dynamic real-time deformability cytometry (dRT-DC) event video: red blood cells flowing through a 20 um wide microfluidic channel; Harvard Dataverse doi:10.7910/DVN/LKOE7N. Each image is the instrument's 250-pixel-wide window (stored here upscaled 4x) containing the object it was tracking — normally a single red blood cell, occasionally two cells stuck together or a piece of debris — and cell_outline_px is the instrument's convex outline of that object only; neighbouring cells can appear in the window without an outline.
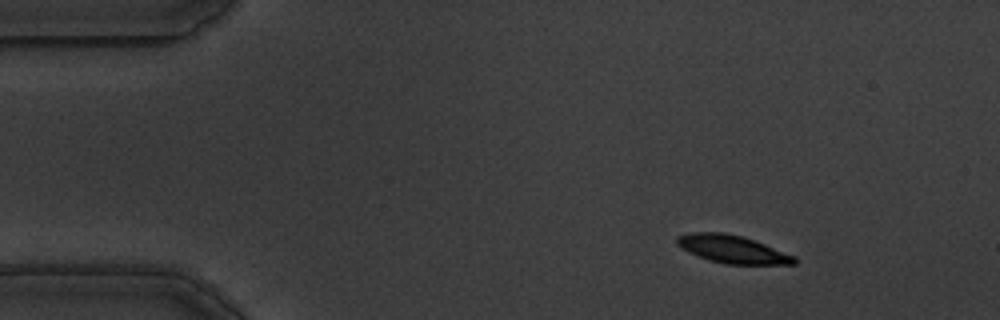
{"species": "common noctule bat (a hibernating species)", "species_latin": "Nyctalus noctula", "temperature_condition": "warm", "stored_images_in_passage": 53, "camera_frame_rate_fps": 3000, "um_per_image_px": 0.085, "animal": {"sex": "male", "body_mass_g": 19.5, "forearm_length_mm": 54.6}, "frame": {"image": 1, "passage_image": 3, "time_ms": 0.667, "image_size_px": [1000, 320], "cell_outline_px": [[796, 264], [724, 264], [708, 260], [688, 252], [676, 244], [676, 236], [692, 232], [724, 232], [740, 236], [764, 244], [796, 256]], "centroid_in_image_um": [62.22, 21.18], "position_along_channel_um": 22.8, "area_um2": 18.96}}
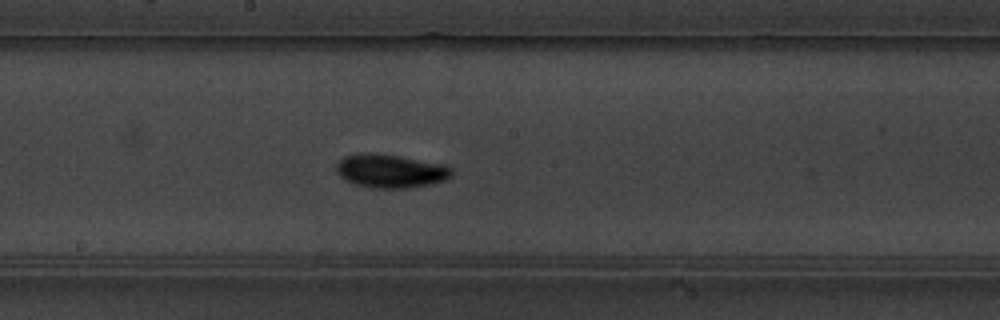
{"frame": {"image": 2, "passage_image": 26, "time_ms": 8.333, "image_size_px": [1000, 320], "cell_outline_px": [[452, 176], [444, 180], [428, 184], [408, 188], [372, 188], [356, 184], [340, 176], [336, 168], [336, 164], [344, 156], [364, 152], [368, 152], [396, 156], [444, 164], [452, 168]], "centroid_in_image_um": [33.19, 14.53], "position_along_channel_um": 215.0, "area_um2": 22.25}}
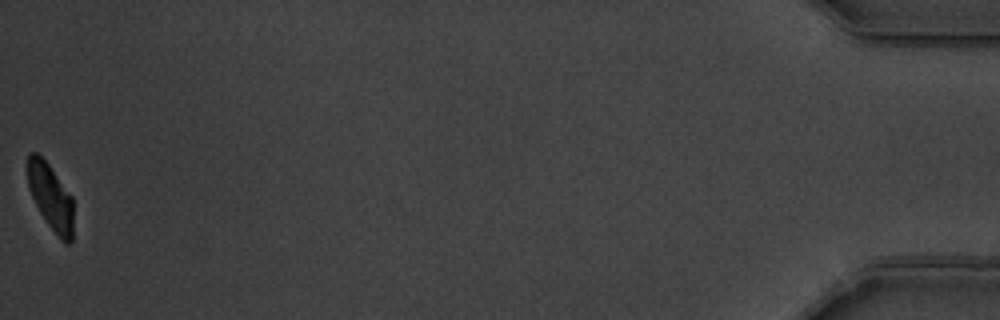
{"frame": {"image": 3, "passage_image": 53, "time_ms": 17.333, "image_size_px": [1000, 320], "cell_outline_px": [[72, 240], [68, 244], [64, 244], [60, 240], [48, 224], [40, 212], [28, 188], [28, 156], [32, 152], [36, 152], [48, 164], [72, 196]], "centroid_in_image_um": [4.31, 16.77], "position_along_channel_um": 430.9, "area_um2": 17.34}, "authors_computed_cell_mechanics": {"area_um2": 19.8254, "velocity_mm_per_s": 3.4934, "shape_relaxation_time_tau1_ms": null, "shape_relaxation_time_tau2_ms": 5.0189, "deformation_change_tau1": null, "deformation_change_tau2": 0.0773}}